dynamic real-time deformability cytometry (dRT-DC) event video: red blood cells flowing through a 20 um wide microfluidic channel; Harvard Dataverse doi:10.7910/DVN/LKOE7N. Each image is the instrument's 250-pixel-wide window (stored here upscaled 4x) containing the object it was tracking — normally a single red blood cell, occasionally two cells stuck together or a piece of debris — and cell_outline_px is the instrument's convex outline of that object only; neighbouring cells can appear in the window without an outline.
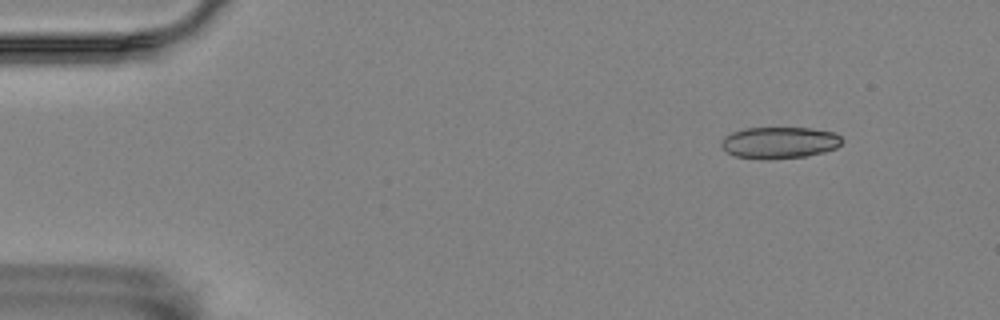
{"species": "Egyptian fruit bat (a non-hibernating species)", "species_latin": "Rousettus aegyptiacus", "temperature_condition": "room temperature", "stored_images_in_passage": 56, "camera_frame_rate_fps": 3000, "um_per_image_px": 0.085, "animal": {"sex": "female"}, "frame": {"image": 1, "passage_image": 6, "time_ms": 1.667, "image_size_px": [1000, 320], "cell_outline_px": [[844, 140], [836, 148], [824, 152], [808, 156], [768, 160], [764, 160], [736, 156], [728, 152], [720, 144], [724, 136], [732, 132], [744, 128], [812, 128], [832, 132], [840, 136]], "centroid_in_image_um": [66.26, 12.13], "position_along_channel_um": 18.7, "area_um2": 22.37}}
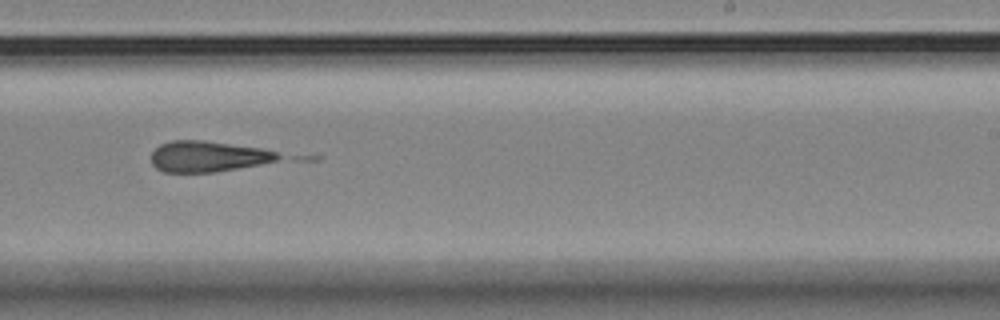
{"frame": {"image": 2, "passage_image": 35, "time_ms": 11.333, "image_size_px": [1000, 320], "cell_outline_px": [[284, 156], [276, 160], [260, 164], [216, 172], [164, 172], [156, 168], [152, 164], [152, 152], [160, 144], [172, 140], [204, 140], [260, 148], [276, 152]], "centroid_in_image_um": [17.66, 13.29], "position_along_channel_um": 271.3, "area_um2": 22.77}}
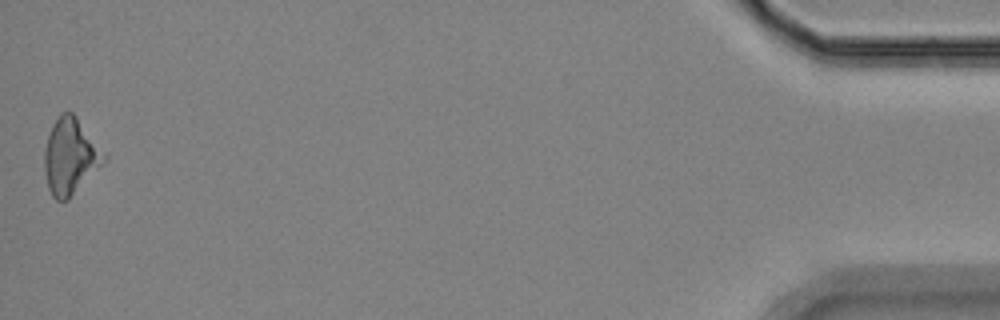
{"frame": {"image": 3, "passage_image": 56, "time_ms": 18.333, "image_size_px": [1000, 320], "cell_outline_px": [[108, 156], [68, 200], [56, 200], [52, 196], [48, 188], [44, 168], [44, 152], [48, 136], [52, 124], [60, 112], [72, 112], [76, 116]], "centroid_in_image_um": [5.95, 13.27], "position_along_channel_um": 429.3, "area_um2": 26.01}}